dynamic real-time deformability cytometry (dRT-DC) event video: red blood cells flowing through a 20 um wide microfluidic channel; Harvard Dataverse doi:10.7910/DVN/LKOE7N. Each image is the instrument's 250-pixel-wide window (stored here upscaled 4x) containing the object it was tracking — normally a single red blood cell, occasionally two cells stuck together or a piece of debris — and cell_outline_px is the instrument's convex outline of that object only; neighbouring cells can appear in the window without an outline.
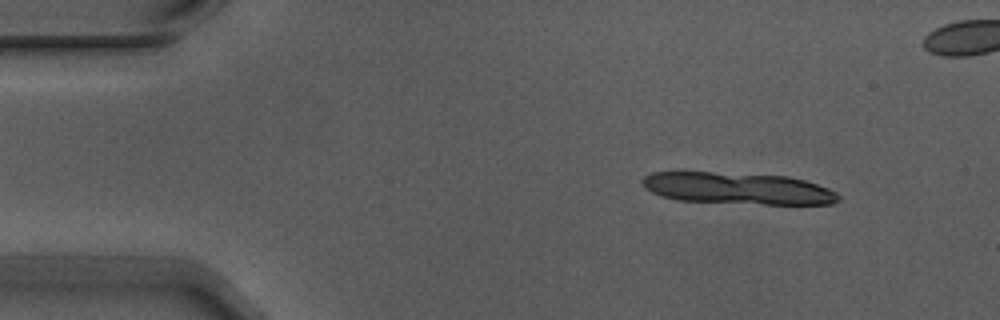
{"species": "Egyptian fruit bat (a non-hibernating species)", "species_latin": "Rousettus aegyptiacus", "temperature_condition": "warm", "stored_images_in_passage": 4, "camera_frame_rate_fps": 3000, "um_per_image_px": 0.085, "animal": {"sex": "male"}, "frame": {"image": 1, "passage_image": 1, "time_ms": 0.0, "image_size_px": [1000, 320], "cell_outline_px": [[840, 200], [832, 204], [764, 204], [680, 200], [664, 196], [652, 192], [644, 188], [640, 180], [644, 176], [652, 172], [712, 172], [788, 176], [804, 180], [828, 188], [836, 192], [840, 196]], "centroid_in_image_um": [62.72, 16.01], "position_along_channel_um": 22.3, "area_um2": 36.13}}